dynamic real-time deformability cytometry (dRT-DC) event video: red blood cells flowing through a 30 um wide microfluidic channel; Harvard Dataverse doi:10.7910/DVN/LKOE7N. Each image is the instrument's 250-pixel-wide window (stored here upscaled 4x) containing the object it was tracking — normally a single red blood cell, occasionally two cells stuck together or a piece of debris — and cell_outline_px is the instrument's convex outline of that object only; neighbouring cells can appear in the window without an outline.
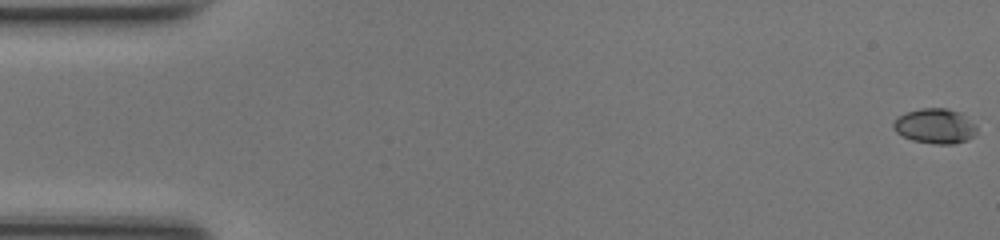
{"species": "common noctule bat (a hibernating species)", "species_latin": "Nyctalus noctula", "temperature_condition": "room temperature", "stored_images_in_passage": 50, "camera_frame_rate_fps": 3000, "um_per_image_px": 0.085, "animal": {"sex": "female", "body_mass_g": 17.0, "forearm_length_mm": 48.0}, "frame": {"image": 1, "passage_image": 1, "time_ms": 0.0, "image_size_px": [1000, 240], "cell_outline_px": [[976, 132], [968, 140], [952, 144], [932, 144], [912, 140], [896, 132], [892, 128], [892, 124], [904, 112], [920, 108], [948, 108], [960, 112], [976, 124]], "centroid_in_image_um": [79.48, 10.71], "position_along_channel_um": 5.5, "area_um2": 17.11}}
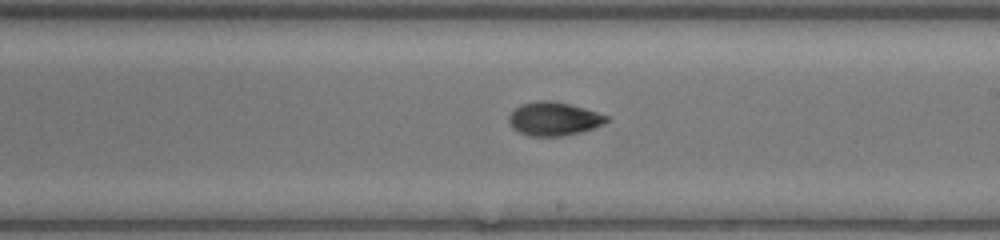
{"frame": {"image": 2, "passage_image": 29, "time_ms": 9.333, "image_size_px": [1000, 240], "cell_outline_px": [[608, 120], [604, 124], [580, 132], [564, 136], [532, 136], [520, 132], [512, 128], [508, 120], [508, 116], [520, 104], [536, 100], [552, 100], [584, 108], [608, 116]], "centroid_in_image_um": [47.05, 10.09], "position_along_channel_um": 242.0, "area_um2": 19.02}}
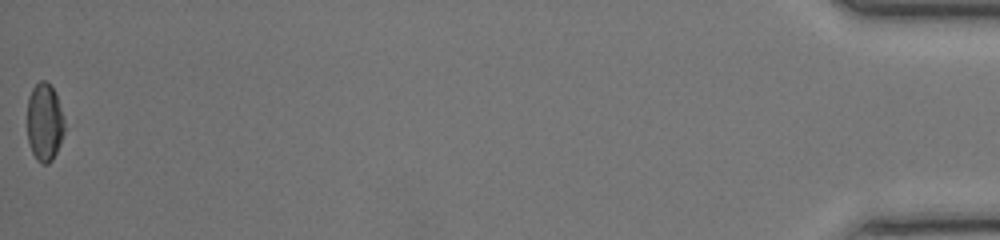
{"frame": {"image": 3, "passage_image": 50, "time_ms": 16.333, "image_size_px": [1000, 240], "cell_outline_px": [[64, 132], [60, 144], [52, 160], [48, 164], [44, 164], [36, 160], [32, 152], [28, 140], [28, 96], [32, 88], [40, 80], [44, 80], [56, 92], [64, 120]], "centroid_in_image_um": [3.79, 10.39], "position_along_channel_um": 431.4, "area_um2": 16.88}, "authors_computed_cell_mechanics": {"area_um2": 18.3226, "velocity_mm_per_s": 4.2443, "shape_relaxation_time_tau1_ms": 3.6849, "shape_relaxation_time_tau2_ms": 3.8766, "deformation_change_tau1": 0.1434, "deformation_change_tau2": 0.0915}}